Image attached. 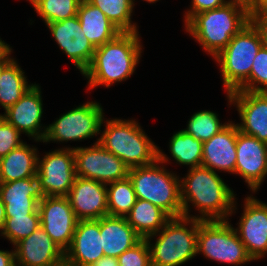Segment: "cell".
I'll return each instance as SVG.
<instances>
[{
  "instance_id": "3957f363",
  "label": "cell",
  "mask_w": 267,
  "mask_h": 266,
  "mask_svg": "<svg viewBox=\"0 0 267 266\" xmlns=\"http://www.w3.org/2000/svg\"><path fill=\"white\" fill-rule=\"evenodd\" d=\"M250 18L244 7L226 3L222 7L195 14L185 27L205 52L215 57L250 22Z\"/></svg>"
},
{
  "instance_id": "6da1fadb",
  "label": "cell",
  "mask_w": 267,
  "mask_h": 266,
  "mask_svg": "<svg viewBox=\"0 0 267 266\" xmlns=\"http://www.w3.org/2000/svg\"><path fill=\"white\" fill-rule=\"evenodd\" d=\"M185 178L180 179V198L183 216L201 221L227 220L235 204V194L222 178L211 169L199 166L189 168ZM189 203L200 212V216H191Z\"/></svg>"
},
{
  "instance_id": "5b68a950",
  "label": "cell",
  "mask_w": 267,
  "mask_h": 266,
  "mask_svg": "<svg viewBox=\"0 0 267 266\" xmlns=\"http://www.w3.org/2000/svg\"><path fill=\"white\" fill-rule=\"evenodd\" d=\"M102 123H106L105 129L97 142L129 169L152 164L158 159V147L135 120L115 118Z\"/></svg>"
},
{
  "instance_id": "277c9868",
  "label": "cell",
  "mask_w": 267,
  "mask_h": 266,
  "mask_svg": "<svg viewBox=\"0 0 267 266\" xmlns=\"http://www.w3.org/2000/svg\"><path fill=\"white\" fill-rule=\"evenodd\" d=\"M168 157L158 147V159L149 165L129 169L137 199L149 201L162 209L170 218L183 216L180 198V179L158 165L168 161ZM175 174V175H174Z\"/></svg>"
},
{
  "instance_id": "7a4b0ae2",
  "label": "cell",
  "mask_w": 267,
  "mask_h": 266,
  "mask_svg": "<svg viewBox=\"0 0 267 266\" xmlns=\"http://www.w3.org/2000/svg\"><path fill=\"white\" fill-rule=\"evenodd\" d=\"M139 32H121L112 41L95 49L92 61L83 72L89 89L98 85L107 88L115 82L127 80L136 69L142 45Z\"/></svg>"
},
{
  "instance_id": "d4e9b609",
  "label": "cell",
  "mask_w": 267,
  "mask_h": 266,
  "mask_svg": "<svg viewBox=\"0 0 267 266\" xmlns=\"http://www.w3.org/2000/svg\"><path fill=\"white\" fill-rule=\"evenodd\" d=\"M37 166V148L23 143L0 158V182L36 177Z\"/></svg>"
},
{
  "instance_id": "f1b7e54d",
  "label": "cell",
  "mask_w": 267,
  "mask_h": 266,
  "mask_svg": "<svg viewBox=\"0 0 267 266\" xmlns=\"http://www.w3.org/2000/svg\"><path fill=\"white\" fill-rule=\"evenodd\" d=\"M108 215L126 217L137 197L129 177L107 184Z\"/></svg>"
},
{
  "instance_id": "f546056e",
  "label": "cell",
  "mask_w": 267,
  "mask_h": 266,
  "mask_svg": "<svg viewBox=\"0 0 267 266\" xmlns=\"http://www.w3.org/2000/svg\"><path fill=\"white\" fill-rule=\"evenodd\" d=\"M99 8L121 32L138 31L131 16L135 0H86Z\"/></svg>"
},
{
  "instance_id": "ac0fdd59",
  "label": "cell",
  "mask_w": 267,
  "mask_h": 266,
  "mask_svg": "<svg viewBox=\"0 0 267 266\" xmlns=\"http://www.w3.org/2000/svg\"><path fill=\"white\" fill-rule=\"evenodd\" d=\"M66 197L78 220H98L108 215L106 184L76 176Z\"/></svg>"
},
{
  "instance_id": "7c38bea8",
  "label": "cell",
  "mask_w": 267,
  "mask_h": 266,
  "mask_svg": "<svg viewBox=\"0 0 267 266\" xmlns=\"http://www.w3.org/2000/svg\"><path fill=\"white\" fill-rule=\"evenodd\" d=\"M41 227L65 252L71 245L78 218L66 196H45L38 205Z\"/></svg>"
},
{
  "instance_id": "30bf717a",
  "label": "cell",
  "mask_w": 267,
  "mask_h": 266,
  "mask_svg": "<svg viewBox=\"0 0 267 266\" xmlns=\"http://www.w3.org/2000/svg\"><path fill=\"white\" fill-rule=\"evenodd\" d=\"M76 176L103 184L128 177L129 168L117 156L95 142L91 147H74Z\"/></svg>"
},
{
  "instance_id": "f6af8a7d",
  "label": "cell",
  "mask_w": 267,
  "mask_h": 266,
  "mask_svg": "<svg viewBox=\"0 0 267 266\" xmlns=\"http://www.w3.org/2000/svg\"><path fill=\"white\" fill-rule=\"evenodd\" d=\"M10 50L12 49L9 47V45L0 38V57L5 56Z\"/></svg>"
},
{
  "instance_id": "cb8c5ba5",
  "label": "cell",
  "mask_w": 267,
  "mask_h": 266,
  "mask_svg": "<svg viewBox=\"0 0 267 266\" xmlns=\"http://www.w3.org/2000/svg\"><path fill=\"white\" fill-rule=\"evenodd\" d=\"M77 16L85 36L97 48L112 41L121 31L96 6L82 0Z\"/></svg>"
},
{
  "instance_id": "1f68e13d",
  "label": "cell",
  "mask_w": 267,
  "mask_h": 266,
  "mask_svg": "<svg viewBox=\"0 0 267 266\" xmlns=\"http://www.w3.org/2000/svg\"><path fill=\"white\" fill-rule=\"evenodd\" d=\"M228 123H220L218 115L212 111L202 110L194 113L183 131L195 139L205 142L225 128Z\"/></svg>"
},
{
  "instance_id": "60d3db41",
  "label": "cell",
  "mask_w": 267,
  "mask_h": 266,
  "mask_svg": "<svg viewBox=\"0 0 267 266\" xmlns=\"http://www.w3.org/2000/svg\"><path fill=\"white\" fill-rule=\"evenodd\" d=\"M260 11H267V0H251V16Z\"/></svg>"
},
{
  "instance_id": "ee69618b",
  "label": "cell",
  "mask_w": 267,
  "mask_h": 266,
  "mask_svg": "<svg viewBox=\"0 0 267 266\" xmlns=\"http://www.w3.org/2000/svg\"><path fill=\"white\" fill-rule=\"evenodd\" d=\"M6 220L5 205L0 197V232L2 231Z\"/></svg>"
},
{
  "instance_id": "8992f818",
  "label": "cell",
  "mask_w": 267,
  "mask_h": 266,
  "mask_svg": "<svg viewBox=\"0 0 267 266\" xmlns=\"http://www.w3.org/2000/svg\"><path fill=\"white\" fill-rule=\"evenodd\" d=\"M186 225H190L188 228ZM199 220L188 217L170 218L157 233L146 237L152 266H179L197 254ZM159 236L156 243L150 241Z\"/></svg>"
},
{
  "instance_id": "74e56055",
  "label": "cell",
  "mask_w": 267,
  "mask_h": 266,
  "mask_svg": "<svg viewBox=\"0 0 267 266\" xmlns=\"http://www.w3.org/2000/svg\"><path fill=\"white\" fill-rule=\"evenodd\" d=\"M250 21L260 33L262 46L267 49V11H260L251 16Z\"/></svg>"
},
{
  "instance_id": "f35d334b",
  "label": "cell",
  "mask_w": 267,
  "mask_h": 266,
  "mask_svg": "<svg viewBox=\"0 0 267 266\" xmlns=\"http://www.w3.org/2000/svg\"><path fill=\"white\" fill-rule=\"evenodd\" d=\"M0 266H15V256L13 251L0 250Z\"/></svg>"
},
{
  "instance_id": "52a82bcc",
  "label": "cell",
  "mask_w": 267,
  "mask_h": 266,
  "mask_svg": "<svg viewBox=\"0 0 267 266\" xmlns=\"http://www.w3.org/2000/svg\"><path fill=\"white\" fill-rule=\"evenodd\" d=\"M261 47L260 33L250 21L214 57L220 65L227 94L237 90L249 78L253 60Z\"/></svg>"
},
{
  "instance_id": "2e32d148",
  "label": "cell",
  "mask_w": 267,
  "mask_h": 266,
  "mask_svg": "<svg viewBox=\"0 0 267 266\" xmlns=\"http://www.w3.org/2000/svg\"><path fill=\"white\" fill-rule=\"evenodd\" d=\"M227 97L241 117L242 123L237 124L239 131L267 144V92L235 90Z\"/></svg>"
},
{
  "instance_id": "d6986e66",
  "label": "cell",
  "mask_w": 267,
  "mask_h": 266,
  "mask_svg": "<svg viewBox=\"0 0 267 266\" xmlns=\"http://www.w3.org/2000/svg\"><path fill=\"white\" fill-rule=\"evenodd\" d=\"M15 266H57L64 251L40 226L14 245Z\"/></svg>"
},
{
  "instance_id": "e575fe53",
  "label": "cell",
  "mask_w": 267,
  "mask_h": 266,
  "mask_svg": "<svg viewBox=\"0 0 267 266\" xmlns=\"http://www.w3.org/2000/svg\"><path fill=\"white\" fill-rule=\"evenodd\" d=\"M119 266H152L150 250L146 239H142L118 258Z\"/></svg>"
},
{
  "instance_id": "8d00e7d4",
  "label": "cell",
  "mask_w": 267,
  "mask_h": 266,
  "mask_svg": "<svg viewBox=\"0 0 267 266\" xmlns=\"http://www.w3.org/2000/svg\"><path fill=\"white\" fill-rule=\"evenodd\" d=\"M190 10L185 13V24L197 13H202L224 6L225 0H192Z\"/></svg>"
},
{
  "instance_id": "484cf974",
  "label": "cell",
  "mask_w": 267,
  "mask_h": 266,
  "mask_svg": "<svg viewBox=\"0 0 267 266\" xmlns=\"http://www.w3.org/2000/svg\"><path fill=\"white\" fill-rule=\"evenodd\" d=\"M126 219L134 230L145 239L162 229L170 217L151 202L137 199Z\"/></svg>"
},
{
  "instance_id": "7dc6e473",
  "label": "cell",
  "mask_w": 267,
  "mask_h": 266,
  "mask_svg": "<svg viewBox=\"0 0 267 266\" xmlns=\"http://www.w3.org/2000/svg\"><path fill=\"white\" fill-rule=\"evenodd\" d=\"M144 1H147V2H149V3H154V2H156V1H158V0H144Z\"/></svg>"
},
{
  "instance_id": "e0dca14e",
  "label": "cell",
  "mask_w": 267,
  "mask_h": 266,
  "mask_svg": "<svg viewBox=\"0 0 267 266\" xmlns=\"http://www.w3.org/2000/svg\"><path fill=\"white\" fill-rule=\"evenodd\" d=\"M42 114L41 90L39 85L34 84L14 105L5 110V114L0 115L20 133L43 142L47 127L41 129Z\"/></svg>"
},
{
  "instance_id": "ba28073f",
  "label": "cell",
  "mask_w": 267,
  "mask_h": 266,
  "mask_svg": "<svg viewBox=\"0 0 267 266\" xmlns=\"http://www.w3.org/2000/svg\"><path fill=\"white\" fill-rule=\"evenodd\" d=\"M201 252L208 259L232 265L253 261L227 220H199L197 254Z\"/></svg>"
},
{
  "instance_id": "603a6c76",
  "label": "cell",
  "mask_w": 267,
  "mask_h": 266,
  "mask_svg": "<svg viewBox=\"0 0 267 266\" xmlns=\"http://www.w3.org/2000/svg\"><path fill=\"white\" fill-rule=\"evenodd\" d=\"M100 235L104 255L116 258L143 239L126 217L111 215L100 218Z\"/></svg>"
},
{
  "instance_id": "5bb4252c",
  "label": "cell",
  "mask_w": 267,
  "mask_h": 266,
  "mask_svg": "<svg viewBox=\"0 0 267 266\" xmlns=\"http://www.w3.org/2000/svg\"><path fill=\"white\" fill-rule=\"evenodd\" d=\"M236 156L235 174L244 178L254 193L267 175V144L238 129Z\"/></svg>"
},
{
  "instance_id": "4fadbf2b",
  "label": "cell",
  "mask_w": 267,
  "mask_h": 266,
  "mask_svg": "<svg viewBox=\"0 0 267 266\" xmlns=\"http://www.w3.org/2000/svg\"><path fill=\"white\" fill-rule=\"evenodd\" d=\"M244 210L234 228L252 260H258L267 253V204L247 196Z\"/></svg>"
},
{
  "instance_id": "ffe728a7",
  "label": "cell",
  "mask_w": 267,
  "mask_h": 266,
  "mask_svg": "<svg viewBox=\"0 0 267 266\" xmlns=\"http://www.w3.org/2000/svg\"><path fill=\"white\" fill-rule=\"evenodd\" d=\"M0 197L6 216H25L38 211L39 202L45 197L36 177L0 182Z\"/></svg>"
},
{
  "instance_id": "83f0119b",
  "label": "cell",
  "mask_w": 267,
  "mask_h": 266,
  "mask_svg": "<svg viewBox=\"0 0 267 266\" xmlns=\"http://www.w3.org/2000/svg\"><path fill=\"white\" fill-rule=\"evenodd\" d=\"M169 143L170 154L176 163L189 165L190 169L201 166L202 141L180 130L173 134Z\"/></svg>"
},
{
  "instance_id": "8fae6325",
  "label": "cell",
  "mask_w": 267,
  "mask_h": 266,
  "mask_svg": "<svg viewBox=\"0 0 267 266\" xmlns=\"http://www.w3.org/2000/svg\"><path fill=\"white\" fill-rule=\"evenodd\" d=\"M37 179L45 196H67L76 178L74 148H61L38 157Z\"/></svg>"
},
{
  "instance_id": "d590c367",
  "label": "cell",
  "mask_w": 267,
  "mask_h": 266,
  "mask_svg": "<svg viewBox=\"0 0 267 266\" xmlns=\"http://www.w3.org/2000/svg\"><path fill=\"white\" fill-rule=\"evenodd\" d=\"M21 133L0 115V158L23 144Z\"/></svg>"
},
{
  "instance_id": "9a60e30c",
  "label": "cell",
  "mask_w": 267,
  "mask_h": 266,
  "mask_svg": "<svg viewBox=\"0 0 267 266\" xmlns=\"http://www.w3.org/2000/svg\"><path fill=\"white\" fill-rule=\"evenodd\" d=\"M46 25L60 49L67 54L76 68L83 74L90 65L96 48L81 29L78 16Z\"/></svg>"
},
{
  "instance_id": "4316f807",
  "label": "cell",
  "mask_w": 267,
  "mask_h": 266,
  "mask_svg": "<svg viewBox=\"0 0 267 266\" xmlns=\"http://www.w3.org/2000/svg\"><path fill=\"white\" fill-rule=\"evenodd\" d=\"M25 72L13 59L0 76V106L6 110L14 105L34 84L26 81Z\"/></svg>"
},
{
  "instance_id": "bcb514c9",
  "label": "cell",
  "mask_w": 267,
  "mask_h": 266,
  "mask_svg": "<svg viewBox=\"0 0 267 266\" xmlns=\"http://www.w3.org/2000/svg\"><path fill=\"white\" fill-rule=\"evenodd\" d=\"M57 266H75V265H72L70 263H68L65 259L60 262Z\"/></svg>"
},
{
  "instance_id": "7bdbcfd3",
  "label": "cell",
  "mask_w": 267,
  "mask_h": 266,
  "mask_svg": "<svg viewBox=\"0 0 267 266\" xmlns=\"http://www.w3.org/2000/svg\"><path fill=\"white\" fill-rule=\"evenodd\" d=\"M12 50H10L5 56L0 57V76L3 71V69L13 60V58L10 56Z\"/></svg>"
},
{
  "instance_id": "836d02e7",
  "label": "cell",
  "mask_w": 267,
  "mask_h": 266,
  "mask_svg": "<svg viewBox=\"0 0 267 266\" xmlns=\"http://www.w3.org/2000/svg\"><path fill=\"white\" fill-rule=\"evenodd\" d=\"M237 90L267 92V49L265 47L262 46L259 49L253 60L249 78Z\"/></svg>"
},
{
  "instance_id": "9c48e42d",
  "label": "cell",
  "mask_w": 267,
  "mask_h": 266,
  "mask_svg": "<svg viewBox=\"0 0 267 266\" xmlns=\"http://www.w3.org/2000/svg\"><path fill=\"white\" fill-rule=\"evenodd\" d=\"M103 108L97 102H87L61 115L47 126L44 142H67L93 138L101 132L105 120Z\"/></svg>"
},
{
  "instance_id": "b9f144b4",
  "label": "cell",
  "mask_w": 267,
  "mask_h": 266,
  "mask_svg": "<svg viewBox=\"0 0 267 266\" xmlns=\"http://www.w3.org/2000/svg\"><path fill=\"white\" fill-rule=\"evenodd\" d=\"M227 3H234L244 7L251 16V0H228Z\"/></svg>"
},
{
  "instance_id": "7402d4cb",
  "label": "cell",
  "mask_w": 267,
  "mask_h": 266,
  "mask_svg": "<svg viewBox=\"0 0 267 266\" xmlns=\"http://www.w3.org/2000/svg\"><path fill=\"white\" fill-rule=\"evenodd\" d=\"M237 133V124L230 121L219 133L203 142L201 166L214 172L235 173Z\"/></svg>"
},
{
  "instance_id": "44dd1931",
  "label": "cell",
  "mask_w": 267,
  "mask_h": 266,
  "mask_svg": "<svg viewBox=\"0 0 267 266\" xmlns=\"http://www.w3.org/2000/svg\"><path fill=\"white\" fill-rule=\"evenodd\" d=\"M103 256L100 219L79 220L64 259L75 266H90Z\"/></svg>"
},
{
  "instance_id": "d6a6232c",
  "label": "cell",
  "mask_w": 267,
  "mask_h": 266,
  "mask_svg": "<svg viewBox=\"0 0 267 266\" xmlns=\"http://www.w3.org/2000/svg\"><path fill=\"white\" fill-rule=\"evenodd\" d=\"M40 226L39 211H34L31 215L25 216H6L5 224L0 234L15 245Z\"/></svg>"
},
{
  "instance_id": "4dcf8cb0",
  "label": "cell",
  "mask_w": 267,
  "mask_h": 266,
  "mask_svg": "<svg viewBox=\"0 0 267 266\" xmlns=\"http://www.w3.org/2000/svg\"><path fill=\"white\" fill-rule=\"evenodd\" d=\"M82 0H35V11L46 24L59 22L77 15Z\"/></svg>"
},
{
  "instance_id": "ab89813d",
  "label": "cell",
  "mask_w": 267,
  "mask_h": 266,
  "mask_svg": "<svg viewBox=\"0 0 267 266\" xmlns=\"http://www.w3.org/2000/svg\"><path fill=\"white\" fill-rule=\"evenodd\" d=\"M90 266H119L118 259L116 257L103 256Z\"/></svg>"
}]
</instances>
